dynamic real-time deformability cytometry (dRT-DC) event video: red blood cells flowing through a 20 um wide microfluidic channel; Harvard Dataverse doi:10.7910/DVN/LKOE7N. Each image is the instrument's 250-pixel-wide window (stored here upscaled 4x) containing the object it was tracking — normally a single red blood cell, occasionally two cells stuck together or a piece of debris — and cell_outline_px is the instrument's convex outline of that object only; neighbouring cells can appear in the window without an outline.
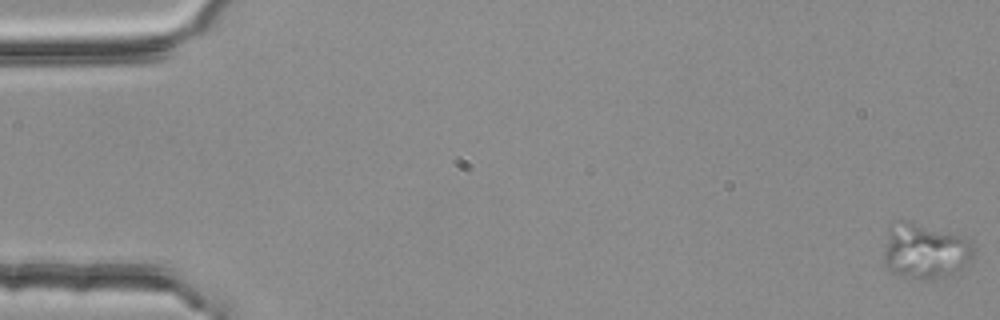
{"species": "common noctule bat (a hibernating species)", "species_latin": "Nyctalus noctula", "temperature_condition": "room temperature", "stored_images_in_passage": 6, "camera_frame_rate_fps": 3000, "um_per_image_px": 0.085, "animal": {"sex": "female", "body_mass_g": 25.1}, "frame": {"image": 1, "passage_image": 1, "time_ms": 0.0, "image_size_px": [1000, 320], "cell_outline_px": [[972, 260], [968, 264], [948, 276], [928, 280], [920, 280], [904, 276], [888, 268], [884, 264], [884, 252], [888, 224], [892, 220], [904, 220], [964, 236], [972, 240]], "centroid_in_image_um": [78.61, 21.32], "position_along_channel_um": 6.4, "area_um2": 29.25}}
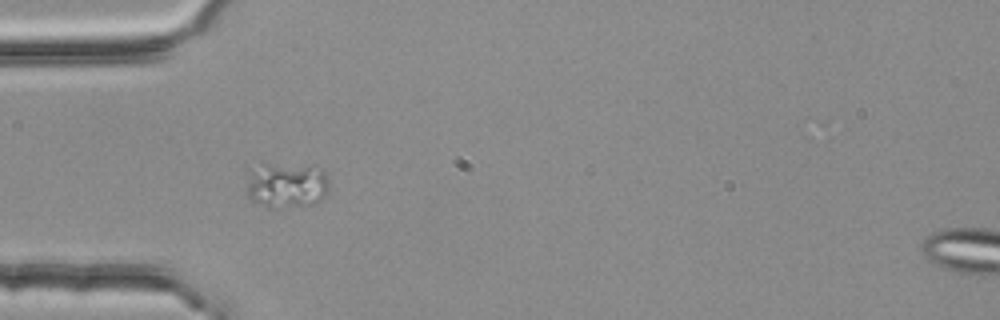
{"frame": {"image": 2, "passage_image": 5, "time_ms": 1.333, "image_size_px": [1000, 320], "cell_outline_px": [[328, 192], [316, 204], [304, 208], [268, 208], [248, 200], [248, 168], [260, 160], [264, 160], [312, 164], [324, 172], [328, 180]], "centroid_in_image_um": [24.31, 15.68], "position_along_channel_um": 60.7, "area_um2": 23.93}}